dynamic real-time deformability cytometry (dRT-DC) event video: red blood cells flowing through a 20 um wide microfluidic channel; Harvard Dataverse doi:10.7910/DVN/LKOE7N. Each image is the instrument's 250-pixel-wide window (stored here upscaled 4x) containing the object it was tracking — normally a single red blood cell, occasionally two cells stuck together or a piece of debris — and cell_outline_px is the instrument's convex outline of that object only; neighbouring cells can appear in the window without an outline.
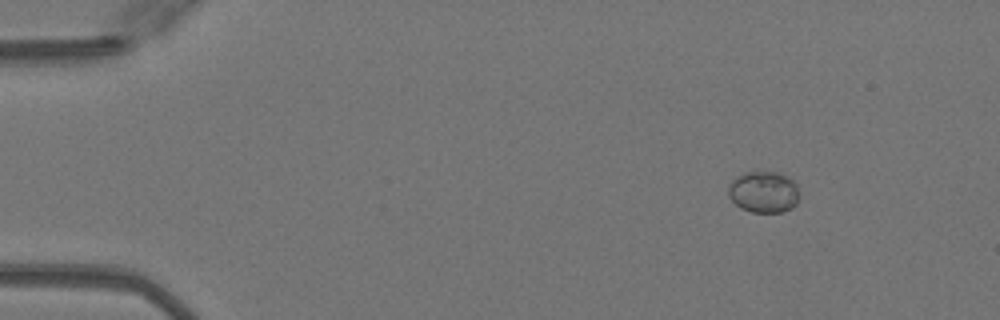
{"species": "Egyptian fruit bat (a non-hibernating species)", "species_latin": "Rousettus aegyptiacus", "temperature_condition": "warm", "stored_images_in_passage": 45, "camera_frame_rate_fps": 3000, "um_per_image_px": 0.085, "animal": {"sex": "female"}, "frame": {"image": 1, "passage_image": 1, "time_ms": 0.0, "image_size_px": [1000, 320], "cell_outline_px": [[800, 196], [796, 204], [792, 208], [784, 212], [752, 212], [740, 208], [728, 196], [728, 184], [736, 176], [744, 172], [780, 172], [792, 180], [796, 184]], "centroid_in_image_um": [64.91, 16.32], "position_along_channel_um": 20.1, "area_um2": 17.4}}
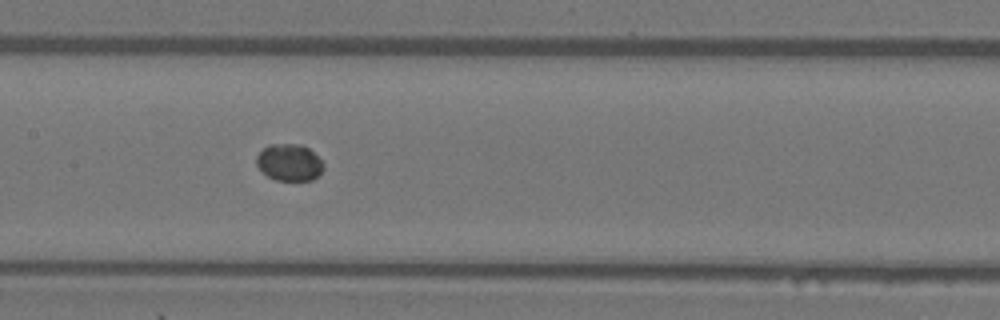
{"frame": {"image": 2, "passage_image": 20, "time_ms": 6.333, "image_size_px": [1000, 320], "cell_outline_px": [[324, 168], [312, 180], [276, 180], [268, 176], [256, 164], [256, 156], [268, 144], [300, 144], [308, 148], [324, 164]], "centroid_in_image_um": [24.57, 13.8], "position_along_channel_um": 182.8, "area_um2": 14.16}}
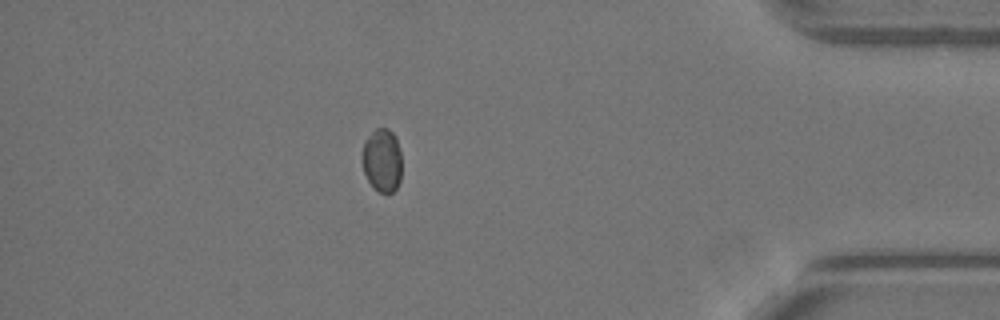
{"frame": {"image": 3, "passage_image": 39, "time_ms": 12.667, "image_size_px": [1000, 320], "cell_outline_px": [[400, 180], [396, 188], [392, 192], [380, 192], [372, 188], [364, 172], [364, 140], [376, 128], [388, 128], [396, 136], [400, 148]], "centroid_in_image_um": [32.5, 13.61], "position_along_channel_um": 402.7, "area_um2": 14.39}}